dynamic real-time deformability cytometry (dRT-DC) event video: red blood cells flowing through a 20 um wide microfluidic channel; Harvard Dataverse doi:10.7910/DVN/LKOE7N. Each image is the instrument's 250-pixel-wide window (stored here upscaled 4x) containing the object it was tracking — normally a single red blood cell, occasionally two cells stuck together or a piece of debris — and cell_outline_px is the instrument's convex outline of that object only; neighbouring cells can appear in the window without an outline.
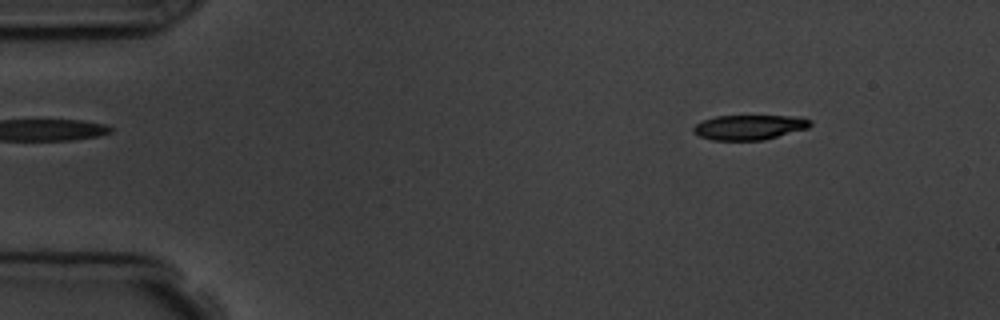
{"species": "common noctule bat (a hibernating species)", "species_latin": "Nyctalus noctula", "temperature_condition": "room temperature", "stored_images_in_passage": 5, "camera_frame_rate_fps": 3000, "um_per_image_px": 0.085, "animal": {"sex": "male", "body_mass_g": 19.5, "forearm_length_mm": 54.6}, "frame": {"image": 1, "passage_image": 2, "time_ms": 1.0, "image_size_px": [1000, 320], "cell_outline_px": [[812, 124], [808, 128], [764, 140], [712, 140], [700, 136], [692, 132], [692, 128], [696, 124], [704, 120], [716, 116], [792, 116], [812, 120]], "centroid_in_image_um": [63.68, 10.82], "position_along_channel_um": 21.3, "area_um2": 16.88}}
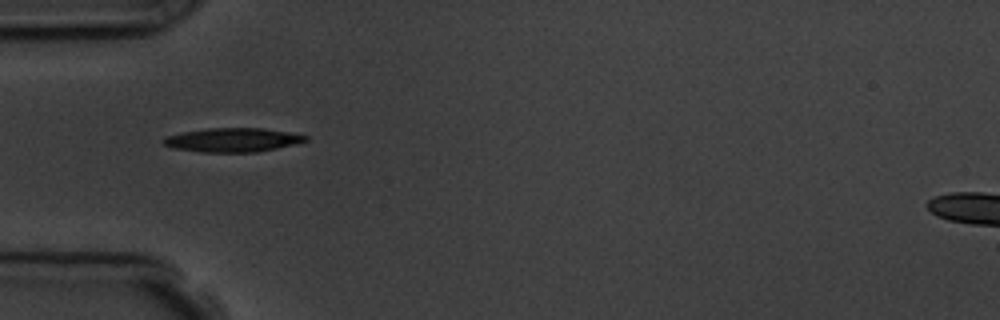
{"frame": {"image": 2, "passage_image": 4, "time_ms": 4.333, "image_size_px": [1000, 320], "cell_outline_px": [[308, 140], [296, 144], [256, 152], [200, 152], [172, 148], [164, 144], [160, 140], [164, 136], [184, 132], [208, 128], [260, 128], [288, 132], [308, 136]], "centroid_in_image_um": [19.73, 11.9], "position_along_channel_um": 65.3, "area_um2": 19.83}}